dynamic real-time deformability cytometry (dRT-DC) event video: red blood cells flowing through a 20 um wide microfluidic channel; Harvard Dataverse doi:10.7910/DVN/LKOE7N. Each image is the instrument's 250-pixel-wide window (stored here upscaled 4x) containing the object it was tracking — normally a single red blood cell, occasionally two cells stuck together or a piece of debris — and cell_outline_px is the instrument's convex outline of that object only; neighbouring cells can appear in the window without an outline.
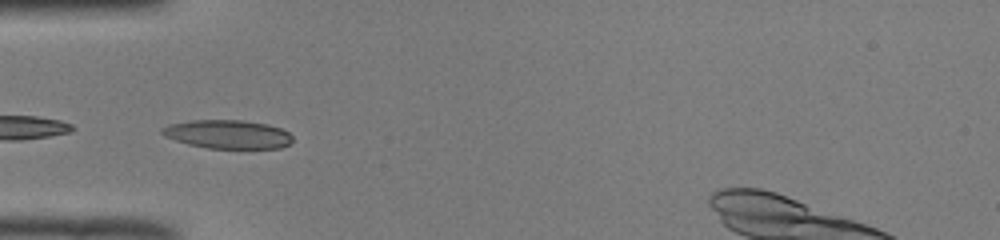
{"species": "common noctule bat (a hibernating species)", "species_latin": "Nyctalus noctula", "temperature_condition": "room temperature", "stored_images_in_passage": 39, "camera_frame_rate_fps": 3000, "um_per_image_px": 0.085, "animal": {"sex": "male", "body_mass_g": 19.0, "forearm_length_mm": 50.8}, "frame": {"image": 1, "passage_image": 6, "time_ms": 1.667, "image_size_px": [1000, 240], "cell_outline_px": [[292, 140], [288, 144], [280, 148], [208, 148], [188, 144], [164, 136], [160, 132], [160, 128], [172, 124], [192, 120], [240, 120], [268, 124], [280, 128], [288, 132], [292, 136]], "centroid_in_image_um": [19.35, 11.41], "position_along_channel_um": 65.6, "area_um2": 21.62}}
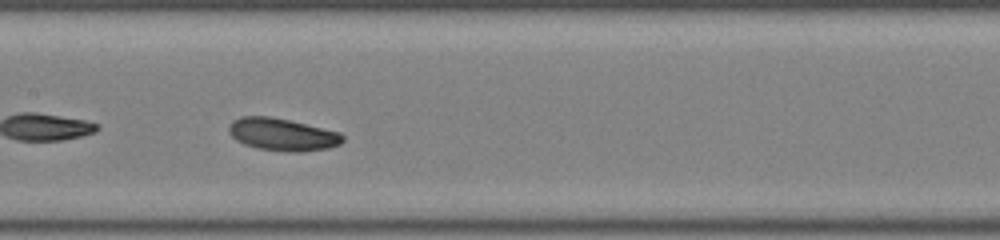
{"frame": {"image": 2, "passage_image": 15, "time_ms": 4.667, "image_size_px": [1000, 240], "cell_outline_px": [[344, 140], [340, 144], [328, 148], [300, 152], [292, 152], [256, 148], [244, 144], [236, 140], [228, 132], [228, 128], [232, 120], [240, 116], [268, 116], [288, 120], [340, 132], [344, 136]], "centroid_in_image_um": [23.98, 11.43], "position_along_channel_um": 183.4, "area_um2": 21.5}}
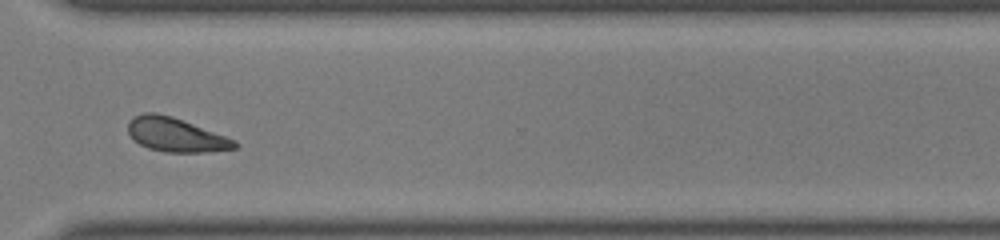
{"frame": {"image": 3, "passage_image": 28, "time_ms": 9.0, "image_size_px": [1000, 240], "cell_outline_px": [[240, 144], [236, 148], [204, 152], [164, 152], [148, 148], [140, 144], [128, 132], [128, 120], [144, 112], [156, 112], [172, 116], [236, 140]], "centroid_in_image_um": [14.94, 11.45], "position_along_channel_um": 355.7, "area_um2": 20.98}}